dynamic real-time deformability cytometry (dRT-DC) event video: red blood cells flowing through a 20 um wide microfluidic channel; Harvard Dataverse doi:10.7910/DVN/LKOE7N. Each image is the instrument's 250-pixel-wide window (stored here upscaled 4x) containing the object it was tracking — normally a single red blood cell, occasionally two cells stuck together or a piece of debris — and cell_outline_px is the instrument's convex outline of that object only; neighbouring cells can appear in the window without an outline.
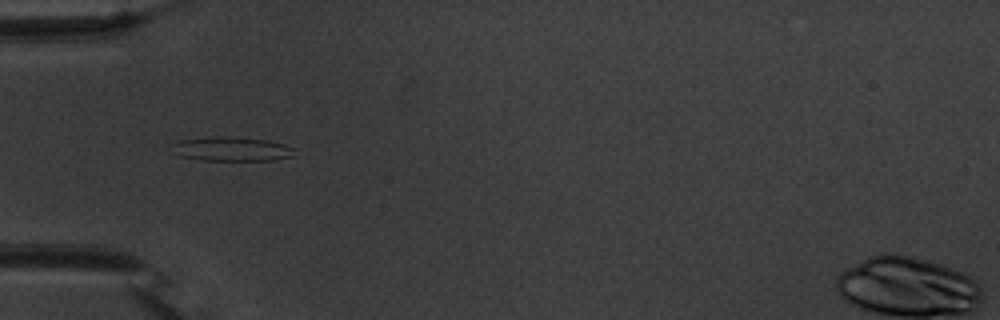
{"species": "common noctule bat (a hibernating species)", "species_latin": "Nyctalus noctula", "temperature_condition": "warm", "stored_images_in_passage": 38, "camera_frame_rate_fps": 3000, "um_per_image_px": 0.085, "animal": {"sex": "male", "body_mass_g": 20.1, "forearm_length_mm": 53.5}, "frame": {"image": 1, "passage_image": 1, "time_ms": 0.0, "image_size_px": [1000, 320], "cell_outline_px": [[296, 156], [276, 160], [200, 160], [180, 156], [172, 144], [180, 140], [212, 136], [228, 136], [268, 140], [296, 148]], "centroid_in_image_um": [19.78, 12.66], "position_along_channel_um": 65.2, "area_um2": 17.34}}
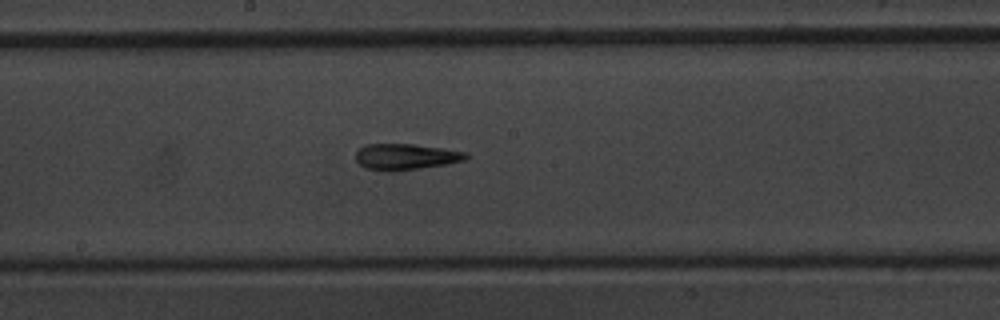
{"frame": {"image": 2, "passage_image": 13, "time_ms": 4.0, "image_size_px": [1000, 320], "cell_outline_px": [[468, 156], [464, 160], [448, 164], [396, 172], [380, 172], [364, 168], [356, 160], [356, 152], [364, 144], [416, 144], [468, 152]], "centroid_in_image_um": [34.46, 13.34], "position_along_channel_um": 213.7, "area_um2": 17.17}}
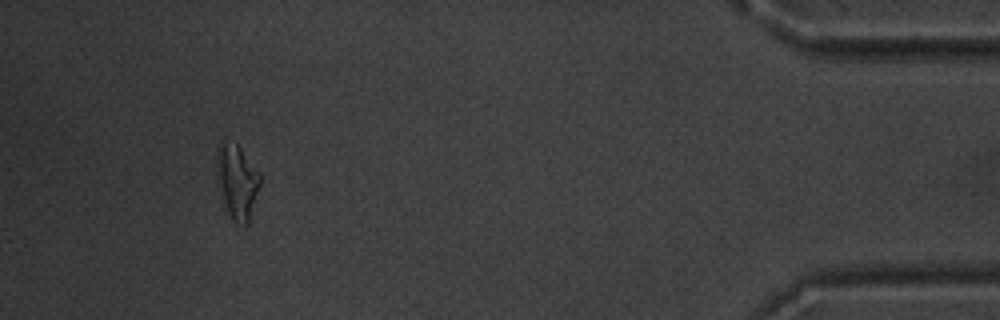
{"frame": {"image": 3, "passage_image": 34, "time_ms": 11.0, "image_size_px": [1000, 320], "cell_outline_px": [[260, 184], [248, 224], [244, 228], [236, 224], [232, 220], [228, 212], [216, 184], [216, 152], [220, 140], [224, 140], [236, 144], [240, 148], [260, 172]], "centroid_in_image_um": [20.12, 15.44], "position_along_channel_um": 415.1, "area_um2": 19.19}, "authors_computed_cell_mechanics": {"area_um2": 16.7331, "velocity_mm_per_s": 3.7342, "shape_relaxation_time_tau1_ms": null, "shape_relaxation_time_tau2_ms": 5.0134, "deformation_change_tau1": null, "deformation_change_tau2": 0.1685}}